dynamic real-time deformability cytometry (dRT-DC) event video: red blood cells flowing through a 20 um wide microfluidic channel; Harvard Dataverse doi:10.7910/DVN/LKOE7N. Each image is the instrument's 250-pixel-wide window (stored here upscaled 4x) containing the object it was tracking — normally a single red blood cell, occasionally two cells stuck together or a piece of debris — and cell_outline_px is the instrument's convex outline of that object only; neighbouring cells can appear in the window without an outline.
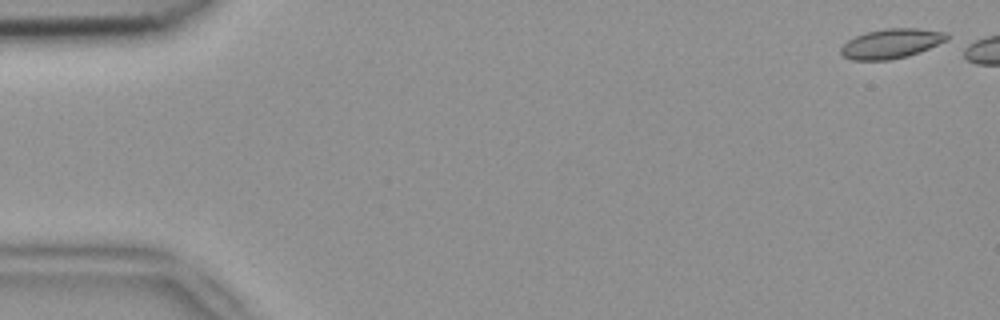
{"species": "common noctule bat (a hibernating species)", "species_latin": "Nyctalus noctula", "temperature_condition": "room temperature", "stored_images_in_passage": 5, "camera_frame_rate_fps": 3000, "um_per_image_px": 0.085, "animal": {"sex": "female", "body_mass_g": 18.4}, "frame": {"image": 1, "passage_image": 1, "time_ms": 0.0, "image_size_px": [1000, 320], "cell_outline_px": [[948, 40], [920, 52], [908, 56], [888, 60], [852, 60], [844, 56], [840, 52], [840, 48], [848, 40], [856, 36], [868, 32], [888, 28], [916, 28], [948, 32]], "centroid_in_image_um": [75.79, 3.7], "position_along_channel_um": 9.2, "area_um2": 18.26}}